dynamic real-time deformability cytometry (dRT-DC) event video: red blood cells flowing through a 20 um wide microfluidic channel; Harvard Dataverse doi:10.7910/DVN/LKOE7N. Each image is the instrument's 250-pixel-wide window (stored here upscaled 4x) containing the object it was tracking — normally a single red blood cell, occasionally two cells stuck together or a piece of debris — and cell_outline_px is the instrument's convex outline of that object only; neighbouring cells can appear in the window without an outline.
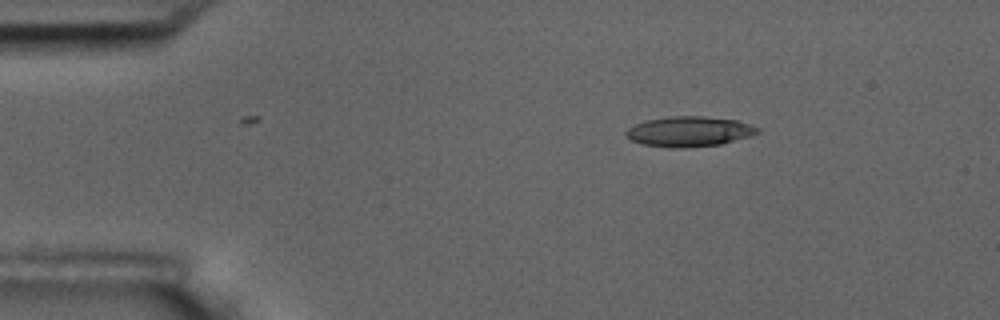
{"species": "common noctule bat (a hibernating species)", "species_latin": "Nyctalus noctula", "temperature_condition": "room temperature", "stored_images_in_passage": 5, "camera_frame_rate_fps": 3000, "um_per_image_px": 0.085, "animal": {"sex": "male", "body_mass_g": 17.5, "forearm_length_mm": 52.3}, "frame": {"image": 1, "passage_image": 1, "time_ms": 0.0, "image_size_px": [1000, 320], "cell_outline_px": [[760, 132], [748, 136], [720, 144], [680, 148], [672, 148], [644, 144], [632, 140], [624, 132], [628, 128], [644, 120], [668, 116], [704, 116], [736, 120], [760, 128]], "centroid_in_image_um": [58.56, 11.16], "position_along_channel_um": 26.4, "area_um2": 22.89}}